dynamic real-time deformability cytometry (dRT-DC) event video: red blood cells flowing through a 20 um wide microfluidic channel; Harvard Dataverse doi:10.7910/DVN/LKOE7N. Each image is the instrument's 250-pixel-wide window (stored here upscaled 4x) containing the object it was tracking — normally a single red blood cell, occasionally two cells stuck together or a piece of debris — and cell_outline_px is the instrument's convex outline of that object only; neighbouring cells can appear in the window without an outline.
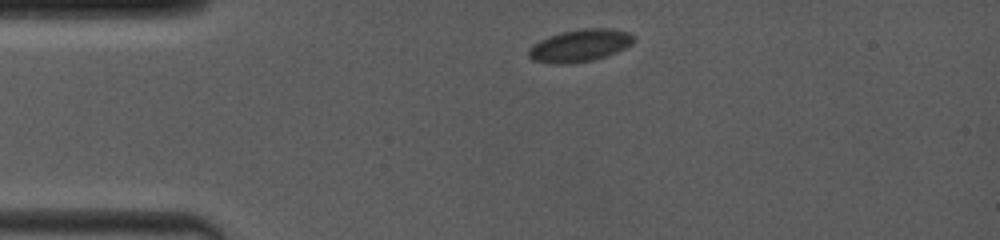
{"species": "common noctule bat (a hibernating species)", "species_latin": "Nyctalus noctula", "temperature_condition": "room temperature", "stored_images_in_passage": 4, "camera_frame_rate_fps": 4000, "um_per_image_px": 0.085, "animal": {"sex": "female", "body_mass_g": 19.0, "forearm_length_mm": 53.3}, "frame": {"image": 1, "passage_image": 1, "time_ms": 0.0, "image_size_px": [1000, 240], "cell_outline_px": [[636, 36], [632, 44], [616, 52], [592, 60], [564, 64], [552, 64], [532, 60], [528, 56], [528, 48], [540, 40], [548, 36], [564, 32], [584, 28], [608, 28], [628, 32]], "centroid_in_image_um": [49.28, 3.87], "position_along_channel_um": 35.7, "area_um2": 19.71}}
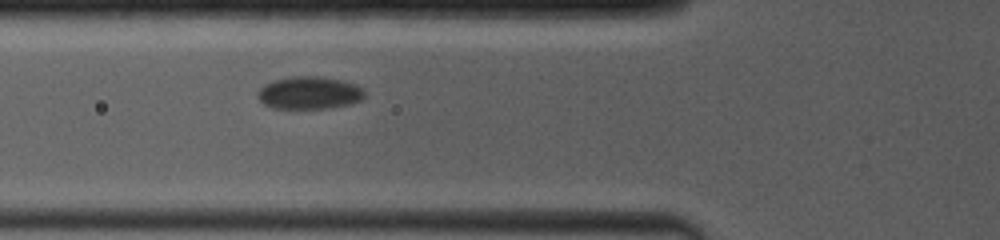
{"frame": {"image": 2, "passage_image": 4, "time_ms": 2.75, "image_size_px": [1000, 240], "cell_outline_px": [[364, 96], [360, 100], [352, 104], [328, 108], [272, 108], [264, 104], [256, 96], [256, 92], [264, 84], [276, 80], [292, 76], [320, 76], [340, 80], [356, 84], [364, 92]], "centroid_in_image_um": [26.26, 7.89], "position_along_channel_um": 99.5, "area_um2": 20.29}}